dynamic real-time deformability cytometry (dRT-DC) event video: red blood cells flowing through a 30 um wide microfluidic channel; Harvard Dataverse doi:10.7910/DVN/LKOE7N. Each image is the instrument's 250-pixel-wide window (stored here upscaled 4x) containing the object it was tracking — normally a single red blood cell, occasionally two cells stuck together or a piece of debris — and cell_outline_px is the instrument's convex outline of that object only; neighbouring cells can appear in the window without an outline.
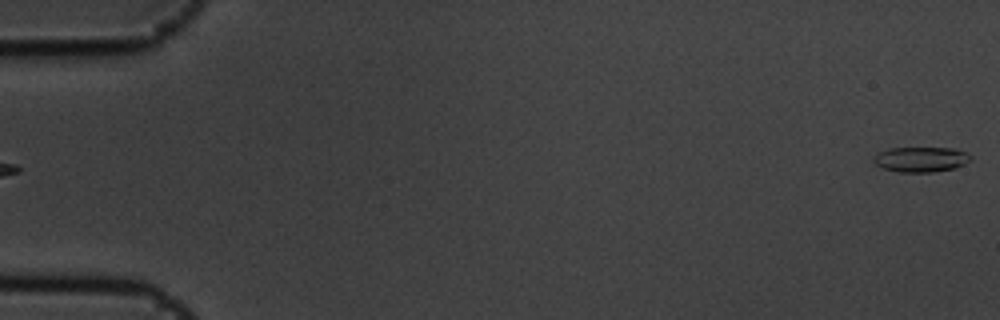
{"species": "common noctule bat (a hibernating species)", "species_latin": "Nyctalus noctula", "temperature_condition": "cold", "stored_images_in_passage": 6, "segment_of_instrument_passage": [2, 2], "camera_frame_rate_fps": 3000, "um_per_image_px": 0.085, "animal": {"sex": "male", "body_mass_g": 19.5, "forearm_length_mm": 54.6}, "frame": {"image": 1, "passage_image": 6, "time_ms": 1.667, "image_size_px": [1000, 320], "cell_outline_px": [[972, 156], [964, 164], [952, 168], [932, 172], [896, 172], [884, 168], [876, 164], [872, 160], [872, 156], [876, 152], [888, 148], [952, 148], [964, 152]], "centroid_in_image_um": [78.19, 13.54], "position_along_channel_um": 6.8, "area_um2": 14.16}}